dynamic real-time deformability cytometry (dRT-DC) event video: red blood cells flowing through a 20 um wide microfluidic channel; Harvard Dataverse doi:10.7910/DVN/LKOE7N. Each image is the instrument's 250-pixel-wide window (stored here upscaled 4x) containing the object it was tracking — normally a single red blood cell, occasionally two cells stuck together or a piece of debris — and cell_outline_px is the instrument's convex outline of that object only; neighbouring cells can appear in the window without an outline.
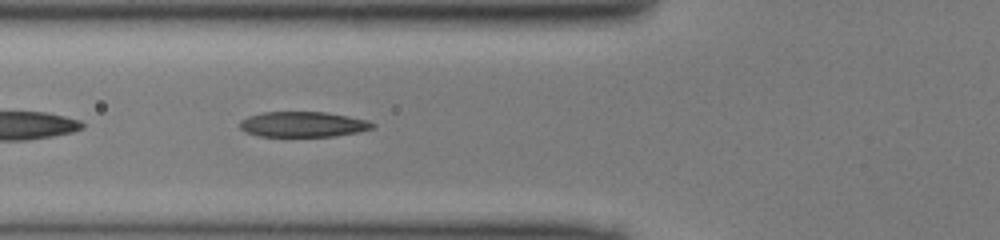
{"species": "common noctule bat (a hibernating species)", "species_latin": "Nyctalus noctula", "temperature_condition": "cold", "stored_images_in_passage": 36, "camera_frame_rate_fps": 3000, "um_per_image_px": 0.085, "animal": {"sex": "male", "body_mass_g": 13.0, "forearm_length_mm": 53.1}, "frame": {"image": 1, "passage_image": 9, "time_ms": 2.667, "image_size_px": [1000, 240], "cell_outline_px": [[376, 128], [336, 136], [260, 136], [244, 132], [240, 128], [240, 120], [248, 116], [264, 112], [324, 112], [348, 116], [368, 120], [376, 124]], "centroid_in_image_um": [25.77, 10.57], "position_along_channel_um": 100.0, "area_um2": 19.65}}
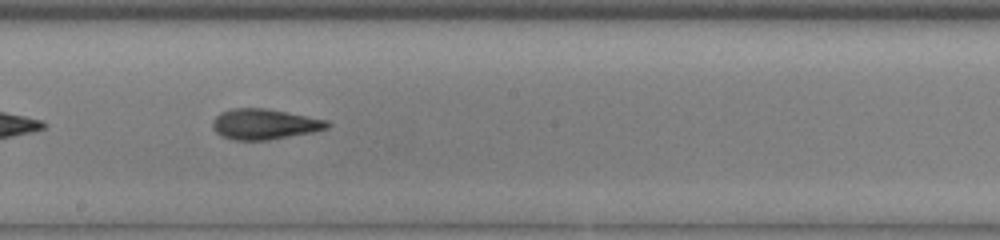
{"frame": {"image": 2, "passage_image": 18, "time_ms": 5.667, "image_size_px": [1000, 240], "cell_outline_px": [[332, 124], [328, 128], [312, 132], [268, 140], [232, 140], [220, 136], [212, 128], [212, 120], [220, 112], [232, 108], [264, 108], [328, 120]], "centroid_in_image_um": [22.45, 10.56], "position_along_channel_um": 225.8, "area_um2": 20.46}}
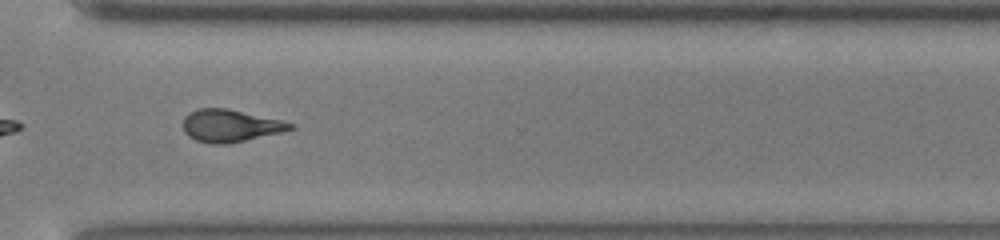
{"frame": {"image": 3, "passage_image": 27, "time_ms": 8.667, "image_size_px": [1000, 240], "cell_outline_px": [[296, 128], [280, 132], [244, 140], [224, 144], [212, 144], [196, 140], [188, 136], [184, 132], [184, 116], [188, 112], [196, 108], [228, 108], [280, 120], [296, 124]], "centroid_in_image_um": [19.54, 10.67], "position_along_channel_um": 351.1, "area_um2": 20.11}}